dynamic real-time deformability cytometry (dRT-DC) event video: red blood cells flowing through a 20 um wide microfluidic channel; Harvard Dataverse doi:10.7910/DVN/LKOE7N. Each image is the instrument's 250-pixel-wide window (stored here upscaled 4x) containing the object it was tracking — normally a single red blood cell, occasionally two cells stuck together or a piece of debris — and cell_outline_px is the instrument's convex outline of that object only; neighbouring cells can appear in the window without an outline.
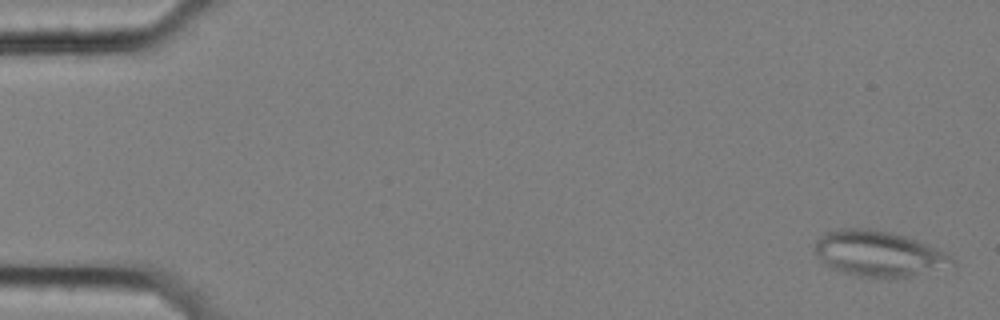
{"species": "common noctule bat (a hibernating species)", "species_latin": "Nyctalus noctula", "temperature_condition": "cold", "stored_images_in_passage": 59, "segment_of_instrument_passage": [1, 3], "camera_frame_rate_fps": 3000, "um_per_image_px": 0.085, "animal": {"sex": "female", "body_mass_g": 25.1}, "frame": {"image": 1, "passage_image": 2, "time_ms": 0.333, "image_size_px": [1000, 320], "cell_outline_px": [[956, 268], [908, 276], [856, 276], [828, 268], [816, 256], [812, 248], [816, 240], [824, 232], [840, 228], [868, 228], [888, 232], [904, 236], [916, 240], [936, 248], [952, 256], [956, 260]], "centroid_in_image_um": [74.68, 21.56], "position_along_channel_um": 10.3, "area_um2": 36.88}}